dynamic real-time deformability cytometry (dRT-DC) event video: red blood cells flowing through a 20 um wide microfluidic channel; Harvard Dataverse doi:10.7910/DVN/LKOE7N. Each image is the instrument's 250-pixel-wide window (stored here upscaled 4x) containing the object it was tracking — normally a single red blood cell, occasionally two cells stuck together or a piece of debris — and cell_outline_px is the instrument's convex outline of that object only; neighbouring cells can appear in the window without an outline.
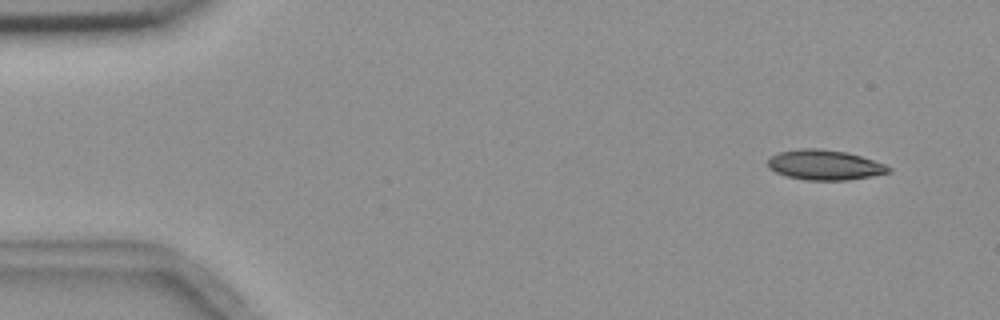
{"species": "common noctule bat (a hibernating species)", "species_latin": "Nyctalus noctula", "temperature_condition": "room temperature", "stored_images_in_passage": 4, "camera_frame_rate_fps": 3000, "um_per_image_px": 0.085, "animal": {"sex": "female", "body_mass_g": 18.4}, "frame": {"image": 1, "passage_image": 1, "time_ms": 0.0, "image_size_px": [1000, 320], "cell_outline_px": [[892, 172], [872, 176], [848, 180], [808, 180], [788, 176], [776, 172], [768, 168], [768, 160], [772, 156], [780, 152], [800, 148], [820, 148], [848, 152], [884, 164], [892, 168]], "centroid_in_image_um": [70.12, 14.01], "position_along_channel_um": 14.9, "area_um2": 21.1}}
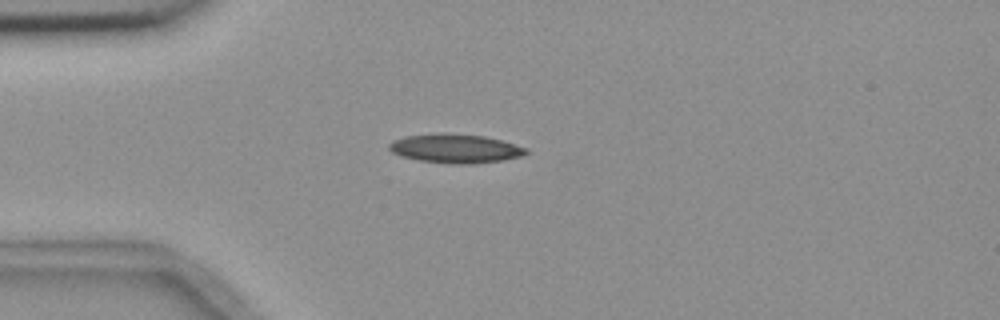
{"frame": {"image": 2, "passage_image": 4, "time_ms": 3.333, "image_size_px": [1000, 320], "cell_outline_px": [[528, 152], [520, 156], [504, 160], [472, 164], [452, 164], [420, 160], [400, 156], [392, 152], [388, 148], [388, 144], [392, 140], [404, 136], [436, 132], [444, 132], [484, 136], [500, 140], [528, 148]], "centroid_in_image_um": [38.66, 12.61], "position_along_channel_um": 46.3, "area_um2": 23.35}}